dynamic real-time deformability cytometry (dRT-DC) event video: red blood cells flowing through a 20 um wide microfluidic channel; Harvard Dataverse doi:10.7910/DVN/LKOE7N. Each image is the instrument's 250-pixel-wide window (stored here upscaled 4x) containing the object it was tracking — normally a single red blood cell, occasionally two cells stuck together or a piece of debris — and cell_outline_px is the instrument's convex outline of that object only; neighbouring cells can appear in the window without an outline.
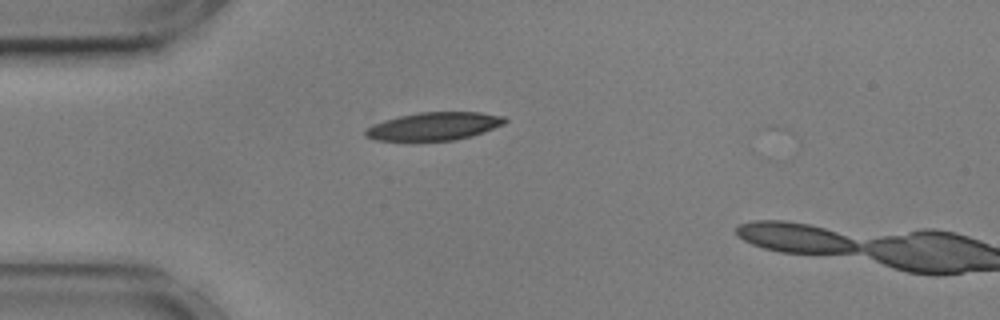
{"species": "common noctule bat (a hibernating species)", "species_latin": "Nyctalus noctula", "temperature_condition": "cold", "stored_images_in_passage": 3, "camera_frame_rate_fps": 3000, "um_per_image_px": 0.085, "animal": {"sex": "male", "body_mass_g": 17.9, "forearm_length_mm": 54.2}, "frame": {"image": 1, "passage_image": 2, "time_ms": 0.333, "image_size_px": [1000, 320], "cell_outline_px": [[508, 120], [504, 124], [484, 132], [472, 136], [456, 140], [376, 140], [364, 136], [364, 132], [372, 124], [384, 120], [400, 116], [420, 112], [480, 112], [504, 116]], "centroid_in_image_um": [36.92, 10.72], "position_along_channel_um": 48.1, "area_um2": 22.66}}